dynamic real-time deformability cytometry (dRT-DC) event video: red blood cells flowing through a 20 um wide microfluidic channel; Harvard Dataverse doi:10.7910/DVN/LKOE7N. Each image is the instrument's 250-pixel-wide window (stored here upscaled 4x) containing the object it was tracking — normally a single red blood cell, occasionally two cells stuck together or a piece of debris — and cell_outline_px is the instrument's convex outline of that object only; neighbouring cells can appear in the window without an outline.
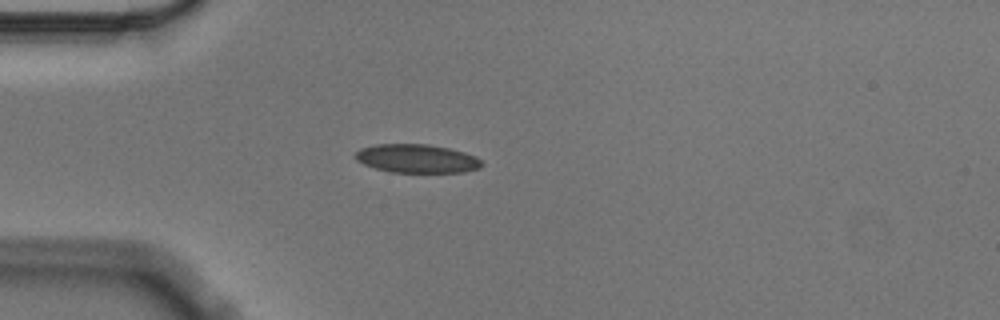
{"species": "Egyptian fruit bat (a non-hibernating species)", "species_latin": "Rousettus aegyptiacus", "temperature_condition": "cold", "stored_images_in_passage": 42, "camera_frame_rate_fps": 3000, "um_per_image_px": 0.085, "animal": {"sex": "male"}, "frame": {"image": 1, "passage_image": 1, "time_ms": 0.0, "image_size_px": [1000, 320], "cell_outline_px": [[484, 164], [480, 168], [464, 172], [392, 172], [376, 168], [364, 164], [356, 160], [356, 152], [360, 148], [376, 144], [428, 144], [448, 148], [464, 152], [476, 156]], "centroid_in_image_um": [35.45, 13.47], "position_along_channel_um": 49.5, "area_um2": 20.98}}
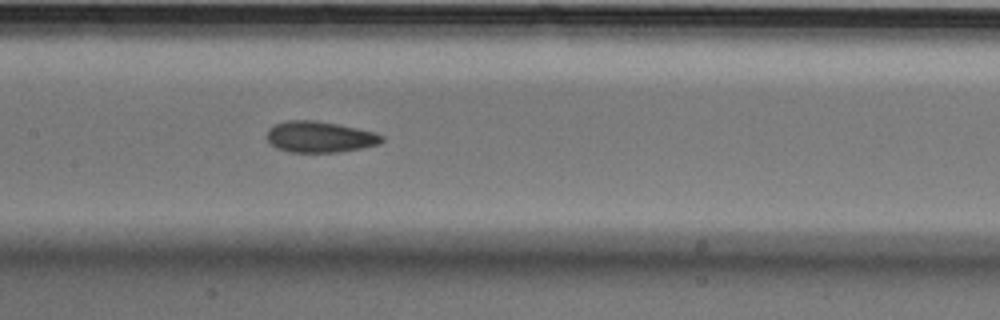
{"frame": {"image": 2, "passage_image": 13, "time_ms": 4.0, "image_size_px": [1000, 320], "cell_outline_px": [[384, 140], [380, 144], [340, 152], [288, 152], [276, 148], [268, 144], [264, 136], [268, 128], [276, 124], [288, 120], [316, 120], [356, 128], [372, 132], [384, 136]], "centroid_in_image_um": [27.1, 11.64], "position_along_channel_um": 180.3, "area_um2": 21.04}}
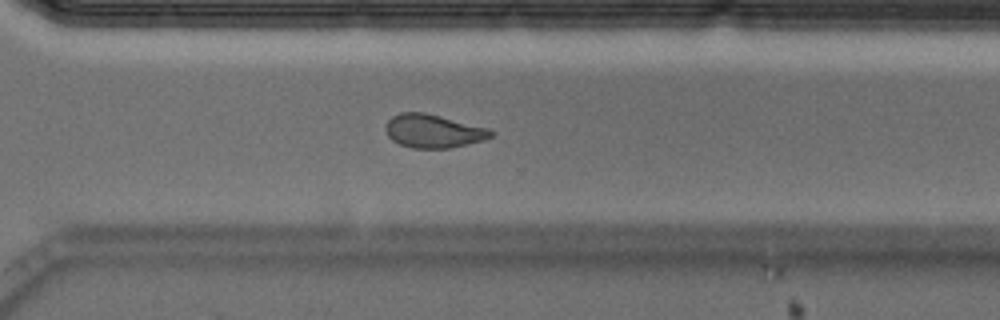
{"frame": {"image": 3, "passage_image": 26, "time_ms": 8.333, "image_size_px": [1000, 320], "cell_outline_px": [[496, 132], [492, 136], [484, 140], [448, 148], [412, 148], [400, 144], [392, 140], [388, 136], [384, 128], [388, 120], [392, 116], [400, 112], [424, 112], [488, 128]], "centroid_in_image_um": [36.81, 11.14], "position_along_channel_um": 333.8, "area_um2": 20.46}, "authors_computed_cell_mechanics": {"area_um2": 21.0103, "velocity_mm_per_s": 3.5564, "shape_relaxation_time_tau1_ms": 7.9815, "shape_relaxation_time_tau2_ms": 1.9193, "deformation_change_tau1": 0.1499, "deformation_change_tau2": 0.0587}}